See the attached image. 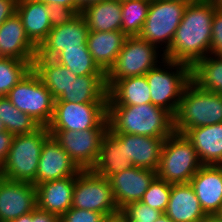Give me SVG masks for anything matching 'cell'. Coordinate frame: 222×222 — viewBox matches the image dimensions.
I'll use <instances>...</instances> for the list:
<instances>
[{
    "instance_id": "12",
    "label": "cell",
    "mask_w": 222,
    "mask_h": 222,
    "mask_svg": "<svg viewBox=\"0 0 222 222\" xmlns=\"http://www.w3.org/2000/svg\"><path fill=\"white\" fill-rule=\"evenodd\" d=\"M107 118V103L55 102L48 130L95 129Z\"/></svg>"
},
{
    "instance_id": "18",
    "label": "cell",
    "mask_w": 222,
    "mask_h": 222,
    "mask_svg": "<svg viewBox=\"0 0 222 222\" xmlns=\"http://www.w3.org/2000/svg\"><path fill=\"white\" fill-rule=\"evenodd\" d=\"M189 183L204 212L216 215L222 206V165H203Z\"/></svg>"
},
{
    "instance_id": "11",
    "label": "cell",
    "mask_w": 222,
    "mask_h": 222,
    "mask_svg": "<svg viewBox=\"0 0 222 222\" xmlns=\"http://www.w3.org/2000/svg\"><path fill=\"white\" fill-rule=\"evenodd\" d=\"M107 130L108 119L106 118L95 129L49 130V132L80 170H91L97 162L101 140Z\"/></svg>"
},
{
    "instance_id": "43",
    "label": "cell",
    "mask_w": 222,
    "mask_h": 222,
    "mask_svg": "<svg viewBox=\"0 0 222 222\" xmlns=\"http://www.w3.org/2000/svg\"><path fill=\"white\" fill-rule=\"evenodd\" d=\"M45 5H62L67 8H74L79 14L81 13V8L77 5L76 0H35Z\"/></svg>"
},
{
    "instance_id": "17",
    "label": "cell",
    "mask_w": 222,
    "mask_h": 222,
    "mask_svg": "<svg viewBox=\"0 0 222 222\" xmlns=\"http://www.w3.org/2000/svg\"><path fill=\"white\" fill-rule=\"evenodd\" d=\"M0 48L4 57L33 62L38 47L28 38L19 15L15 12L0 25Z\"/></svg>"
},
{
    "instance_id": "6",
    "label": "cell",
    "mask_w": 222,
    "mask_h": 222,
    "mask_svg": "<svg viewBox=\"0 0 222 222\" xmlns=\"http://www.w3.org/2000/svg\"><path fill=\"white\" fill-rule=\"evenodd\" d=\"M202 166L192 142L174 131L164 141L157 177L170 184L189 183Z\"/></svg>"
},
{
    "instance_id": "47",
    "label": "cell",
    "mask_w": 222,
    "mask_h": 222,
    "mask_svg": "<svg viewBox=\"0 0 222 222\" xmlns=\"http://www.w3.org/2000/svg\"><path fill=\"white\" fill-rule=\"evenodd\" d=\"M203 222H222V219L217 215H207Z\"/></svg>"
},
{
    "instance_id": "9",
    "label": "cell",
    "mask_w": 222,
    "mask_h": 222,
    "mask_svg": "<svg viewBox=\"0 0 222 222\" xmlns=\"http://www.w3.org/2000/svg\"><path fill=\"white\" fill-rule=\"evenodd\" d=\"M187 4L179 0H151L147 18L138 36L163 49V53L166 52L172 44Z\"/></svg>"
},
{
    "instance_id": "30",
    "label": "cell",
    "mask_w": 222,
    "mask_h": 222,
    "mask_svg": "<svg viewBox=\"0 0 222 222\" xmlns=\"http://www.w3.org/2000/svg\"><path fill=\"white\" fill-rule=\"evenodd\" d=\"M191 81L200 89L222 95V57L213 54L191 67Z\"/></svg>"
},
{
    "instance_id": "14",
    "label": "cell",
    "mask_w": 222,
    "mask_h": 222,
    "mask_svg": "<svg viewBox=\"0 0 222 222\" xmlns=\"http://www.w3.org/2000/svg\"><path fill=\"white\" fill-rule=\"evenodd\" d=\"M156 177V171L135 166L109 177L108 181L119 210L128 204L141 201Z\"/></svg>"
},
{
    "instance_id": "8",
    "label": "cell",
    "mask_w": 222,
    "mask_h": 222,
    "mask_svg": "<svg viewBox=\"0 0 222 222\" xmlns=\"http://www.w3.org/2000/svg\"><path fill=\"white\" fill-rule=\"evenodd\" d=\"M21 112L28 114L40 126L51 122L55 99L31 69L6 96Z\"/></svg>"
},
{
    "instance_id": "25",
    "label": "cell",
    "mask_w": 222,
    "mask_h": 222,
    "mask_svg": "<svg viewBox=\"0 0 222 222\" xmlns=\"http://www.w3.org/2000/svg\"><path fill=\"white\" fill-rule=\"evenodd\" d=\"M16 13L28 38L39 47L52 29L48 5L35 0H17Z\"/></svg>"
},
{
    "instance_id": "34",
    "label": "cell",
    "mask_w": 222,
    "mask_h": 222,
    "mask_svg": "<svg viewBox=\"0 0 222 222\" xmlns=\"http://www.w3.org/2000/svg\"><path fill=\"white\" fill-rule=\"evenodd\" d=\"M33 62L15 58L0 59V97L7 96L9 91L32 69Z\"/></svg>"
},
{
    "instance_id": "54",
    "label": "cell",
    "mask_w": 222,
    "mask_h": 222,
    "mask_svg": "<svg viewBox=\"0 0 222 222\" xmlns=\"http://www.w3.org/2000/svg\"><path fill=\"white\" fill-rule=\"evenodd\" d=\"M1 58H4V56H3L2 52H1V48H0V59Z\"/></svg>"
},
{
    "instance_id": "31",
    "label": "cell",
    "mask_w": 222,
    "mask_h": 222,
    "mask_svg": "<svg viewBox=\"0 0 222 222\" xmlns=\"http://www.w3.org/2000/svg\"><path fill=\"white\" fill-rule=\"evenodd\" d=\"M53 60L71 70L76 76L105 75L94 62L88 49L67 48Z\"/></svg>"
},
{
    "instance_id": "44",
    "label": "cell",
    "mask_w": 222,
    "mask_h": 222,
    "mask_svg": "<svg viewBox=\"0 0 222 222\" xmlns=\"http://www.w3.org/2000/svg\"><path fill=\"white\" fill-rule=\"evenodd\" d=\"M117 218L120 222H142L139 219H134L130 217L123 209L119 210V212L117 213Z\"/></svg>"
},
{
    "instance_id": "51",
    "label": "cell",
    "mask_w": 222,
    "mask_h": 222,
    "mask_svg": "<svg viewBox=\"0 0 222 222\" xmlns=\"http://www.w3.org/2000/svg\"><path fill=\"white\" fill-rule=\"evenodd\" d=\"M4 131H6V128L0 119V132H4Z\"/></svg>"
},
{
    "instance_id": "3",
    "label": "cell",
    "mask_w": 222,
    "mask_h": 222,
    "mask_svg": "<svg viewBox=\"0 0 222 222\" xmlns=\"http://www.w3.org/2000/svg\"><path fill=\"white\" fill-rule=\"evenodd\" d=\"M218 123H222V95L200 89L190 81L174 116V131L185 135L192 128Z\"/></svg>"
},
{
    "instance_id": "19",
    "label": "cell",
    "mask_w": 222,
    "mask_h": 222,
    "mask_svg": "<svg viewBox=\"0 0 222 222\" xmlns=\"http://www.w3.org/2000/svg\"><path fill=\"white\" fill-rule=\"evenodd\" d=\"M124 144L127 160L133 166L157 172L161 151L166 138L140 136L136 134L114 133Z\"/></svg>"
},
{
    "instance_id": "35",
    "label": "cell",
    "mask_w": 222,
    "mask_h": 222,
    "mask_svg": "<svg viewBox=\"0 0 222 222\" xmlns=\"http://www.w3.org/2000/svg\"><path fill=\"white\" fill-rule=\"evenodd\" d=\"M170 194L171 184L156 177L143 194L141 202L164 213Z\"/></svg>"
},
{
    "instance_id": "20",
    "label": "cell",
    "mask_w": 222,
    "mask_h": 222,
    "mask_svg": "<svg viewBox=\"0 0 222 222\" xmlns=\"http://www.w3.org/2000/svg\"><path fill=\"white\" fill-rule=\"evenodd\" d=\"M74 187L75 176L36 185L37 208L61 217L72 207Z\"/></svg>"
},
{
    "instance_id": "46",
    "label": "cell",
    "mask_w": 222,
    "mask_h": 222,
    "mask_svg": "<svg viewBox=\"0 0 222 222\" xmlns=\"http://www.w3.org/2000/svg\"><path fill=\"white\" fill-rule=\"evenodd\" d=\"M11 222H32V212L24 214Z\"/></svg>"
},
{
    "instance_id": "16",
    "label": "cell",
    "mask_w": 222,
    "mask_h": 222,
    "mask_svg": "<svg viewBox=\"0 0 222 222\" xmlns=\"http://www.w3.org/2000/svg\"><path fill=\"white\" fill-rule=\"evenodd\" d=\"M81 170L70 159L60 144L50 136L43 144L34 186L70 176H76Z\"/></svg>"
},
{
    "instance_id": "37",
    "label": "cell",
    "mask_w": 222,
    "mask_h": 222,
    "mask_svg": "<svg viewBox=\"0 0 222 222\" xmlns=\"http://www.w3.org/2000/svg\"><path fill=\"white\" fill-rule=\"evenodd\" d=\"M106 219L102 213L71 207L60 217V222H105Z\"/></svg>"
},
{
    "instance_id": "33",
    "label": "cell",
    "mask_w": 222,
    "mask_h": 222,
    "mask_svg": "<svg viewBox=\"0 0 222 222\" xmlns=\"http://www.w3.org/2000/svg\"><path fill=\"white\" fill-rule=\"evenodd\" d=\"M150 3L151 0H127L121 2V31L126 36H138L141 33Z\"/></svg>"
},
{
    "instance_id": "1",
    "label": "cell",
    "mask_w": 222,
    "mask_h": 222,
    "mask_svg": "<svg viewBox=\"0 0 222 222\" xmlns=\"http://www.w3.org/2000/svg\"><path fill=\"white\" fill-rule=\"evenodd\" d=\"M214 12L215 7L205 0L187 4L165 58L192 67L209 55Z\"/></svg>"
},
{
    "instance_id": "29",
    "label": "cell",
    "mask_w": 222,
    "mask_h": 222,
    "mask_svg": "<svg viewBox=\"0 0 222 222\" xmlns=\"http://www.w3.org/2000/svg\"><path fill=\"white\" fill-rule=\"evenodd\" d=\"M32 69L55 100L68 89L73 79L77 77L71 70L55 60L42 58L38 54L33 60Z\"/></svg>"
},
{
    "instance_id": "22",
    "label": "cell",
    "mask_w": 222,
    "mask_h": 222,
    "mask_svg": "<svg viewBox=\"0 0 222 222\" xmlns=\"http://www.w3.org/2000/svg\"><path fill=\"white\" fill-rule=\"evenodd\" d=\"M126 35L121 31H89L87 47L94 62L106 74L114 65Z\"/></svg>"
},
{
    "instance_id": "40",
    "label": "cell",
    "mask_w": 222,
    "mask_h": 222,
    "mask_svg": "<svg viewBox=\"0 0 222 222\" xmlns=\"http://www.w3.org/2000/svg\"><path fill=\"white\" fill-rule=\"evenodd\" d=\"M14 135L8 131L0 132V169L9 153Z\"/></svg>"
},
{
    "instance_id": "10",
    "label": "cell",
    "mask_w": 222,
    "mask_h": 222,
    "mask_svg": "<svg viewBox=\"0 0 222 222\" xmlns=\"http://www.w3.org/2000/svg\"><path fill=\"white\" fill-rule=\"evenodd\" d=\"M72 207L102 213L107 219L119 212L108 179L92 170H81L75 176Z\"/></svg>"
},
{
    "instance_id": "49",
    "label": "cell",
    "mask_w": 222,
    "mask_h": 222,
    "mask_svg": "<svg viewBox=\"0 0 222 222\" xmlns=\"http://www.w3.org/2000/svg\"><path fill=\"white\" fill-rule=\"evenodd\" d=\"M211 3L215 8H222V0H205Z\"/></svg>"
},
{
    "instance_id": "24",
    "label": "cell",
    "mask_w": 222,
    "mask_h": 222,
    "mask_svg": "<svg viewBox=\"0 0 222 222\" xmlns=\"http://www.w3.org/2000/svg\"><path fill=\"white\" fill-rule=\"evenodd\" d=\"M132 166V163L127 160L124 144L108 129L102 137L99 156L91 170L108 179Z\"/></svg>"
},
{
    "instance_id": "21",
    "label": "cell",
    "mask_w": 222,
    "mask_h": 222,
    "mask_svg": "<svg viewBox=\"0 0 222 222\" xmlns=\"http://www.w3.org/2000/svg\"><path fill=\"white\" fill-rule=\"evenodd\" d=\"M164 213L173 222H203L207 216L190 183L171 184V194Z\"/></svg>"
},
{
    "instance_id": "26",
    "label": "cell",
    "mask_w": 222,
    "mask_h": 222,
    "mask_svg": "<svg viewBox=\"0 0 222 222\" xmlns=\"http://www.w3.org/2000/svg\"><path fill=\"white\" fill-rule=\"evenodd\" d=\"M108 103L105 75H84L73 79L71 85L55 102Z\"/></svg>"
},
{
    "instance_id": "42",
    "label": "cell",
    "mask_w": 222,
    "mask_h": 222,
    "mask_svg": "<svg viewBox=\"0 0 222 222\" xmlns=\"http://www.w3.org/2000/svg\"><path fill=\"white\" fill-rule=\"evenodd\" d=\"M32 222H60V217L42 211L37 207L32 211Z\"/></svg>"
},
{
    "instance_id": "38",
    "label": "cell",
    "mask_w": 222,
    "mask_h": 222,
    "mask_svg": "<svg viewBox=\"0 0 222 222\" xmlns=\"http://www.w3.org/2000/svg\"><path fill=\"white\" fill-rule=\"evenodd\" d=\"M210 54L222 57V8H215L212 18Z\"/></svg>"
},
{
    "instance_id": "52",
    "label": "cell",
    "mask_w": 222,
    "mask_h": 222,
    "mask_svg": "<svg viewBox=\"0 0 222 222\" xmlns=\"http://www.w3.org/2000/svg\"><path fill=\"white\" fill-rule=\"evenodd\" d=\"M216 215L222 219V206L220 207V210L216 213Z\"/></svg>"
},
{
    "instance_id": "45",
    "label": "cell",
    "mask_w": 222,
    "mask_h": 222,
    "mask_svg": "<svg viewBox=\"0 0 222 222\" xmlns=\"http://www.w3.org/2000/svg\"><path fill=\"white\" fill-rule=\"evenodd\" d=\"M100 1H103V0H76V3L82 10L84 7L98 3Z\"/></svg>"
},
{
    "instance_id": "2",
    "label": "cell",
    "mask_w": 222,
    "mask_h": 222,
    "mask_svg": "<svg viewBox=\"0 0 222 222\" xmlns=\"http://www.w3.org/2000/svg\"><path fill=\"white\" fill-rule=\"evenodd\" d=\"M108 129L113 133L167 138L174 132V117L152 103L107 106Z\"/></svg>"
},
{
    "instance_id": "53",
    "label": "cell",
    "mask_w": 222,
    "mask_h": 222,
    "mask_svg": "<svg viewBox=\"0 0 222 222\" xmlns=\"http://www.w3.org/2000/svg\"><path fill=\"white\" fill-rule=\"evenodd\" d=\"M179 1H182V2H185V3H191V2H196V1H199V0H179Z\"/></svg>"
},
{
    "instance_id": "28",
    "label": "cell",
    "mask_w": 222,
    "mask_h": 222,
    "mask_svg": "<svg viewBox=\"0 0 222 222\" xmlns=\"http://www.w3.org/2000/svg\"><path fill=\"white\" fill-rule=\"evenodd\" d=\"M89 31H118L122 25L120 0H103L84 7L80 13Z\"/></svg>"
},
{
    "instance_id": "27",
    "label": "cell",
    "mask_w": 222,
    "mask_h": 222,
    "mask_svg": "<svg viewBox=\"0 0 222 222\" xmlns=\"http://www.w3.org/2000/svg\"><path fill=\"white\" fill-rule=\"evenodd\" d=\"M151 103L145 75L118 80L108 90L107 106H131Z\"/></svg>"
},
{
    "instance_id": "15",
    "label": "cell",
    "mask_w": 222,
    "mask_h": 222,
    "mask_svg": "<svg viewBox=\"0 0 222 222\" xmlns=\"http://www.w3.org/2000/svg\"><path fill=\"white\" fill-rule=\"evenodd\" d=\"M36 207V188L32 183L0 177V222H11Z\"/></svg>"
},
{
    "instance_id": "4",
    "label": "cell",
    "mask_w": 222,
    "mask_h": 222,
    "mask_svg": "<svg viewBox=\"0 0 222 222\" xmlns=\"http://www.w3.org/2000/svg\"><path fill=\"white\" fill-rule=\"evenodd\" d=\"M151 93V103L177 113L182 93L191 81V67L181 62L164 58L159 65L145 74Z\"/></svg>"
},
{
    "instance_id": "7",
    "label": "cell",
    "mask_w": 222,
    "mask_h": 222,
    "mask_svg": "<svg viewBox=\"0 0 222 222\" xmlns=\"http://www.w3.org/2000/svg\"><path fill=\"white\" fill-rule=\"evenodd\" d=\"M158 49L139 36H127L114 65L105 74L107 91L118 80L145 75L151 68L157 66L165 58L163 50Z\"/></svg>"
},
{
    "instance_id": "41",
    "label": "cell",
    "mask_w": 222,
    "mask_h": 222,
    "mask_svg": "<svg viewBox=\"0 0 222 222\" xmlns=\"http://www.w3.org/2000/svg\"><path fill=\"white\" fill-rule=\"evenodd\" d=\"M17 0H0V25L16 12Z\"/></svg>"
},
{
    "instance_id": "32",
    "label": "cell",
    "mask_w": 222,
    "mask_h": 222,
    "mask_svg": "<svg viewBox=\"0 0 222 222\" xmlns=\"http://www.w3.org/2000/svg\"><path fill=\"white\" fill-rule=\"evenodd\" d=\"M0 119L13 135L28 134L40 127L28 114L18 110L6 96L0 97Z\"/></svg>"
},
{
    "instance_id": "13",
    "label": "cell",
    "mask_w": 222,
    "mask_h": 222,
    "mask_svg": "<svg viewBox=\"0 0 222 222\" xmlns=\"http://www.w3.org/2000/svg\"><path fill=\"white\" fill-rule=\"evenodd\" d=\"M88 33L86 21L79 14L71 22L52 28L38 47L37 54L45 59H54L67 48L88 49Z\"/></svg>"
},
{
    "instance_id": "39",
    "label": "cell",
    "mask_w": 222,
    "mask_h": 222,
    "mask_svg": "<svg viewBox=\"0 0 222 222\" xmlns=\"http://www.w3.org/2000/svg\"><path fill=\"white\" fill-rule=\"evenodd\" d=\"M48 14L52 28L71 22L79 13L74 8L62 5H48Z\"/></svg>"
},
{
    "instance_id": "23",
    "label": "cell",
    "mask_w": 222,
    "mask_h": 222,
    "mask_svg": "<svg viewBox=\"0 0 222 222\" xmlns=\"http://www.w3.org/2000/svg\"><path fill=\"white\" fill-rule=\"evenodd\" d=\"M185 136L203 165H222V123L192 128Z\"/></svg>"
},
{
    "instance_id": "48",
    "label": "cell",
    "mask_w": 222,
    "mask_h": 222,
    "mask_svg": "<svg viewBox=\"0 0 222 222\" xmlns=\"http://www.w3.org/2000/svg\"><path fill=\"white\" fill-rule=\"evenodd\" d=\"M154 222H173L165 213H162Z\"/></svg>"
},
{
    "instance_id": "5",
    "label": "cell",
    "mask_w": 222,
    "mask_h": 222,
    "mask_svg": "<svg viewBox=\"0 0 222 222\" xmlns=\"http://www.w3.org/2000/svg\"><path fill=\"white\" fill-rule=\"evenodd\" d=\"M50 136L46 126H40L32 133L14 135L9 153L0 169V177L33 183L43 144Z\"/></svg>"
},
{
    "instance_id": "50",
    "label": "cell",
    "mask_w": 222,
    "mask_h": 222,
    "mask_svg": "<svg viewBox=\"0 0 222 222\" xmlns=\"http://www.w3.org/2000/svg\"><path fill=\"white\" fill-rule=\"evenodd\" d=\"M105 222H120L119 219L116 217L108 218L105 220Z\"/></svg>"
},
{
    "instance_id": "36",
    "label": "cell",
    "mask_w": 222,
    "mask_h": 222,
    "mask_svg": "<svg viewBox=\"0 0 222 222\" xmlns=\"http://www.w3.org/2000/svg\"><path fill=\"white\" fill-rule=\"evenodd\" d=\"M123 210L130 217L139 219L142 222H154L162 214L161 211L151 208L141 201L128 204Z\"/></svg>"
}]
</instances>
